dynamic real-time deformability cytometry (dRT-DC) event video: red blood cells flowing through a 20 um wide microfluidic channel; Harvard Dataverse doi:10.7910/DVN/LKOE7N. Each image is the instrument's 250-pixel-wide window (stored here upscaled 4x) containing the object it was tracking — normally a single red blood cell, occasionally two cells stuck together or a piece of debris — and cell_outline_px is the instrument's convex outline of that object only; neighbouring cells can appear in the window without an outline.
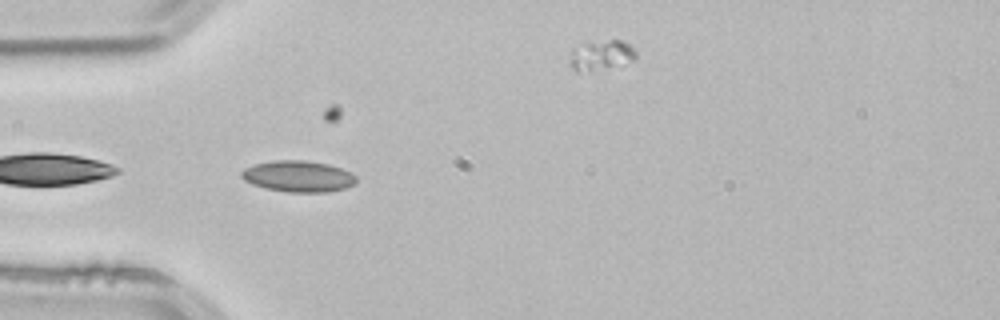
{"species": "common noctule bat (a hibernating species)", "species_latin": "Nyctalus noctula", "temperature_condition": "room temperature", "stored_images_in_passage": 4, "camera_frame_rate_fps": 3000, "um_per_image_px": 0.085, "animal": {"sex": "male", "body_mass_g": 21.5, "forearm_length_mm": 52.0}, "frame": {"image": 1, "passage_image": 3, "time_ms": 0.667, "image_size_px": [1000, 320], "cell_outline_px": [[356, 184], [344, 188], [328, 192], [288, 192], [264, 188], [252, 184], [244, 180], [240, 176], [240, 172], [244, 168], [256, 164], [272, 160], [308, 160], [328, 164], [352, 172], [356, 176]], "centroid_in_image_um": [25.35, 14.98], "position_along_channel_um": 59.7, "area_um2": 21.1}}